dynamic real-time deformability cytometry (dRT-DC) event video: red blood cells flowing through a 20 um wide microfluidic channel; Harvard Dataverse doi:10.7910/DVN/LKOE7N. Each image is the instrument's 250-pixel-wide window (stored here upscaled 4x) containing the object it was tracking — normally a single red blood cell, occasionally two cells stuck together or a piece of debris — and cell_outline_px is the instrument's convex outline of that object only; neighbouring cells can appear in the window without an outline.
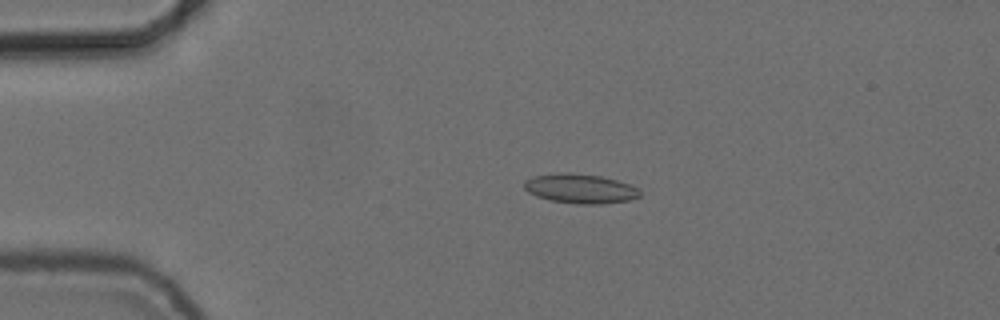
{"species": "common noctule bat (a hibernating species)", "species_latin": "Nyctalus noctula", "temperature_condition": "cold", "stored_images_in_passage": 56, "camera_frame_rate_fps": 3000, "um_per_image_px": 0.085, "animal": {"sex": "female", "body_mass_g": 24.6, "forearm_length_mm": 56.2}, "frame": {"image": 1, "passage_image": 13, "time_ms": 4.0, "image_size_px": [1000, 320], "cell_outline_px": [[640, 196], [632, 200], [600, 204], [576, 204], [552, 200], [536, 196], [528, 192], [524, 188], [524, 180], [532, 176], [560, 172], [568, 172], [600, 176], [616, 180], [628, 184], [636, 188], [640, 192]], "centroid_in_image_um": [49.29, 16.03], "position_along_channel_um": 35.7, "area_um2": 19.88}}
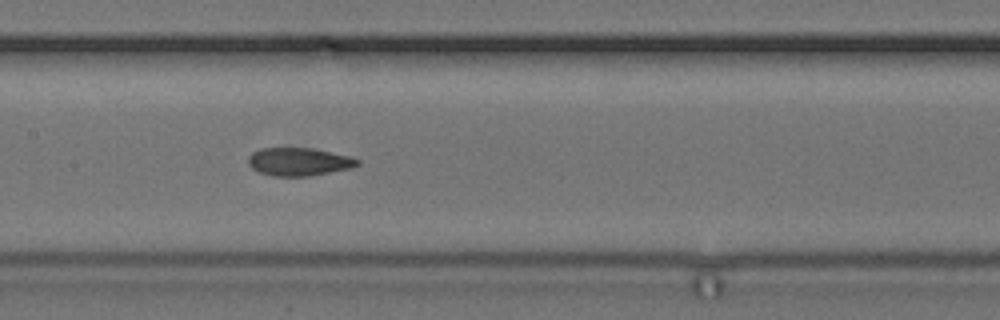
{"frame": {"image": 2, "passage_image": 28, "time_ms": 9.0, "image_size_px": [1000, 320], "cell_outline_px": [[360, 164], [352, 168], [308, 176], [272, 176], [260, 172], [252, 168], [248, 164], [248, 156], [252, 152], [260, 148], [312, 148], [348, 156], [360, 160]], "centroid_in_image_um": [25.39, 13.74], "position_along_channel_um": 182.0, "area_um2": 17.8}}
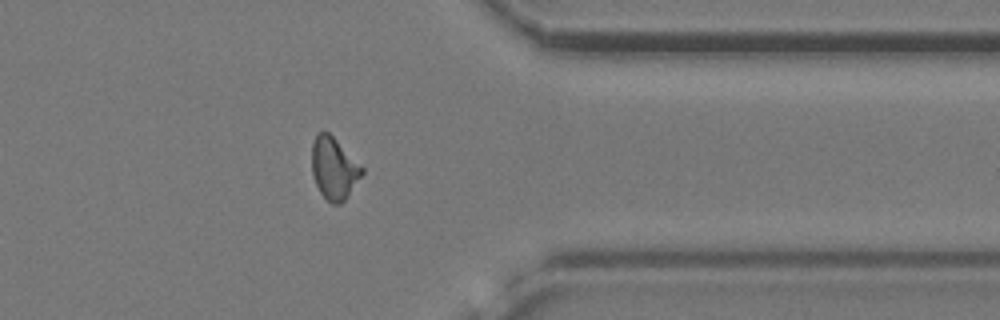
{"frame": {"image": 3, "passage_image": 45, "time_ms": 14.667, "image_size_px": [1000, 320], "cell_outline_px": [[364, 172], [344, 200], [340, 204], [332, 204], [320, 192], [312, 176], [312, 144], [316, 132], [324, 128], [364, 168]], "centroid_in_image_um": [28.36, 14.27], "position_along_channel_um": 383.0, "area_um2": 18.03}, "authors_computed_cell_mechanics": {"area_um2": 18.0625, "velocity_mm_per_s": 3.7315, "shape_relaxation_time_tau1_ms": null, "shape_relaxation_time_tau2_ms": 2.3624, "deformation_change_tau1": null, "deformation_change_tau2": 0.0786}}